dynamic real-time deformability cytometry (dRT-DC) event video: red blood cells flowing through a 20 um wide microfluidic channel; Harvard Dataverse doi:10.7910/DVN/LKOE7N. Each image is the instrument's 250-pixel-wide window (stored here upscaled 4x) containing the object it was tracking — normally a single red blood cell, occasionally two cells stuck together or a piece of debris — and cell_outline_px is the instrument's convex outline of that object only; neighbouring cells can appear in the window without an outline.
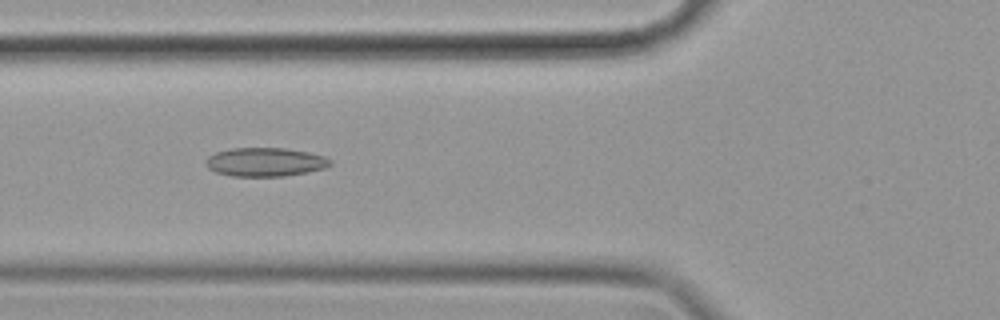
{"species": "common noctule bat (a hibernating species)", "species_latin": "Nyctalus noctula", "temperature_condition": "cold", "stored_images_in_passage": 41, "camera_frame_rate_fps": 3000, "um_per_image_px": 0.085, "animal": {"sex": "female", "body_mass_g": 19.9}, "frame": {"image": 1, "passage_image": 8, "time_ms": 2.333, "image_size_px": [1000, 320], "cell_outline_px": [[332, 164], [324, 168], [308, 172], [284, 176], [232, 176], [216, 172], [208, 168], [204, 164], [208, 156], [216, 152], [232, 148], [284, 148], [308, 152], [324, 156], [332, 160]], "centroid_in_image_um": [22.54, 13.77], "position_along_channel_um": 103.3, "area_um2": 20.87}}
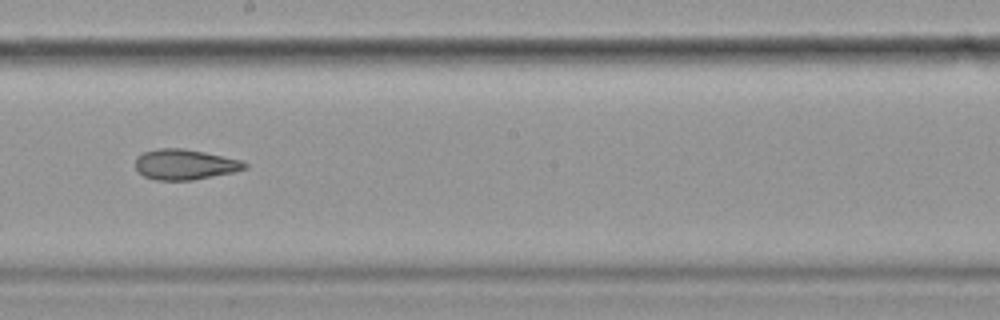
{"frame": {"image": 2, "passage_image": 19, "time_ms": 6.0, "image_size_px": [1000, 320], "cell_outline_px": [[248, 168], [232, 172], [192, 180], [156, 180], [144, 176], [136, 168], [136, 156], [144, 152], [160, 148], [184, 148], [204, 152], [240, 160], [248, 164]], "centroid_in_image_um": [15.7, 13.97], "position_along_channel_um": 232.5, "area_um2": 19.19}}
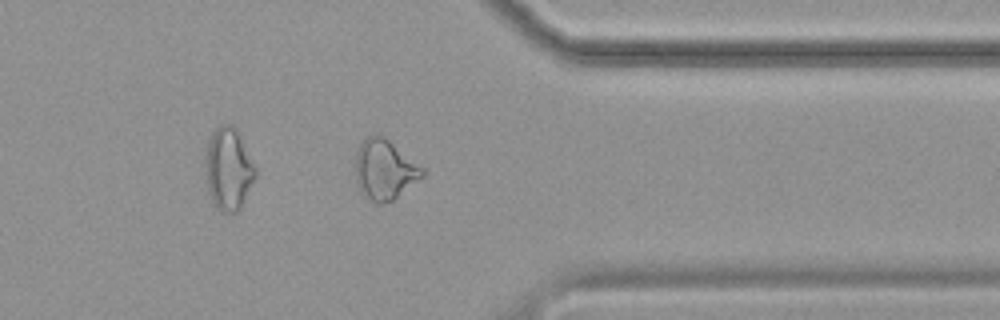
{"frame": {"image": 3, "passage_image": 32, "time_ms": 10.333, "image_size_px": [1000, 320], "cell_outline_px": [[424, 176], [392, 200], [384, 204], [376, 204], [364, 192], [356, 180], [356, 152], [360, 144], [368, 136], [376, 132], [384, 136], [424, 168]], "centroid_in_image_um": [32.71, 14.38], "position_along_channel_um": 378.7, "area_um2": 23.06}, "authors_computed_cell_mechanics": {"area_um2": 20.4612, "velocity_mm_per_s": 3.5357, "shape_relaxation_time_tau1_ms": null, "shape_relaxation_time_tau2_ms": 4.1225, "deformation_change_tau1": null, "deformation_change_tau2": 0.1104}}